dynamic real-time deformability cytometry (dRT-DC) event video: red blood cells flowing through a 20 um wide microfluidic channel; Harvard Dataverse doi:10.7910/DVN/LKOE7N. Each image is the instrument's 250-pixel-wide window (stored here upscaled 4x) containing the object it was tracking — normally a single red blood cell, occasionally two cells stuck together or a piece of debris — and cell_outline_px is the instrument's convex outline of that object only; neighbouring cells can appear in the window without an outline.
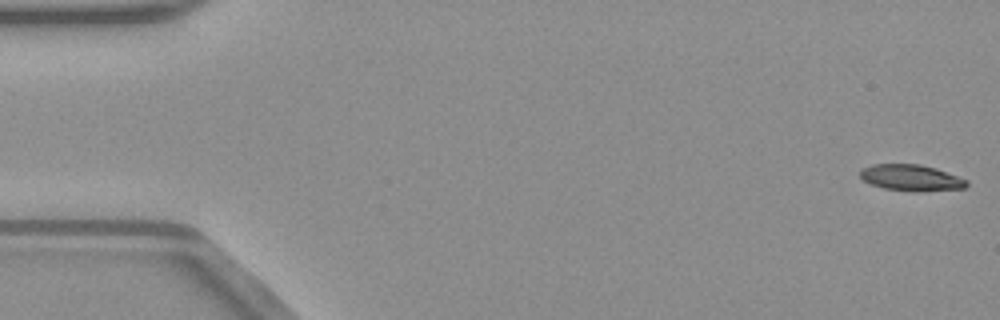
{"species": "common noctule bat (a hibernating species)", "species_latin": "Nyctalus noctula", "temperature_condition": "warm", "stored_images_in_passage": 51, "camera_frame_rate_fps": 3000, "um_per_image_px": 0.085, "animal": {"sex": "male", "body_mass_g": 23.1, "forearm_length_mm": 52.7}, "frame": {"image": 1, "passage_image": 1, "time_ms": 0.0, "image_size_px": [1000, 320], "cell_outline_px": [[968, 184], [964, 188], [916, 192], [912, 192], [884, 188], [872, 184], [864, 180], [860, 176], [860, 168], [872, 164], [920, 164], [936, 168], [968, 180]], "centroid_in_image_um": [77.44, 15.1], "position_along_channel_um": 7.6, "area_um2": 16.36}}
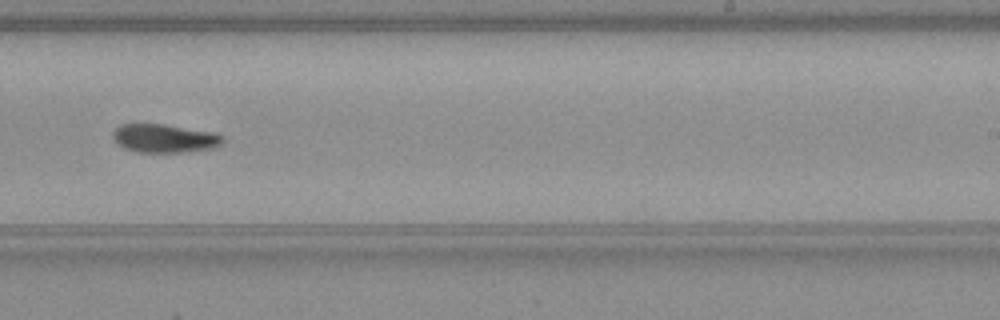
{"frame": {"image": 2, "passage_image": 32, "time_ms": 10.333, "image_size_px": [1000, 320], "cell_outline_px": [[224, 140], [220, 144], [212, 148], [184, 152], [136, 152], [124, 148], [116, 144], [112, 136], [112, 132], [120, 124], [164, 124], [212, 132], [224, 136]], "centroid_in_image_um": [13.93, 11.76], "position_along_channel_um": 275.1, "area_um2": 18.26}}
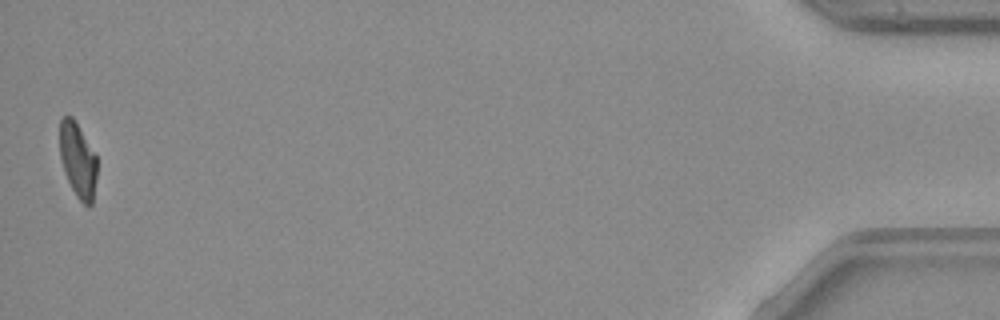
{"frame": {"image": 3, "passage_image": 51, "time_ms": 16.667, "image_size_px": [1000, 320], "cell_outline_px": [[96, 176], [92, 204], [88, 208], [76, 196], [64, 172], [60, 156], [60, 120], [64, 116], [72, 116], [96, 156]], "centroid_in_image_um": [6.6, 13.63], "position_along_channel_um": 428.6, "area_um2": 15.95}}